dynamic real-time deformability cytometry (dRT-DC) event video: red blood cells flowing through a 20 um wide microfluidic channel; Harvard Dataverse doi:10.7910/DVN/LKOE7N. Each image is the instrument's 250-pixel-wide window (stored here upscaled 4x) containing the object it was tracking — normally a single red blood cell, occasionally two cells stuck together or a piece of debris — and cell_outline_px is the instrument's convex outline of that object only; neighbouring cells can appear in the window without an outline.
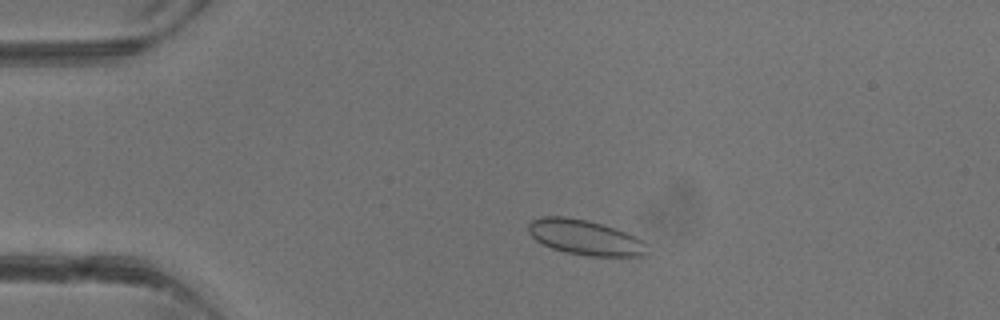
{"species": "common noctule bat (a hibernating species)", "species_latin": "Nyctalus noctula", "temperature_condition": "warm", "stored_images_in_passage": 2, "camera_frame_rate_fps": 3000, "um_per_image_px": 0.085, "animal": {"sex": "male", "body_mass_g": 13.3}, "frame": {"image": 1, "passage_image": 1, "time_ms": 0.0, "image_size_px": [1000, 320], "cell_outline_px": [[648, 256], [588, 256], [568, 252], [552, 248], [536, 240], [528, 232], [528, 224], [532, 220], [544, 216], [564, 216], [588, 220], [624, 232], [640, 240], [644, 244]], "centroid_in_image_um": [49.68, 20.18], "position_along_channel_um": 35.3, "area_um2": 23.81}}